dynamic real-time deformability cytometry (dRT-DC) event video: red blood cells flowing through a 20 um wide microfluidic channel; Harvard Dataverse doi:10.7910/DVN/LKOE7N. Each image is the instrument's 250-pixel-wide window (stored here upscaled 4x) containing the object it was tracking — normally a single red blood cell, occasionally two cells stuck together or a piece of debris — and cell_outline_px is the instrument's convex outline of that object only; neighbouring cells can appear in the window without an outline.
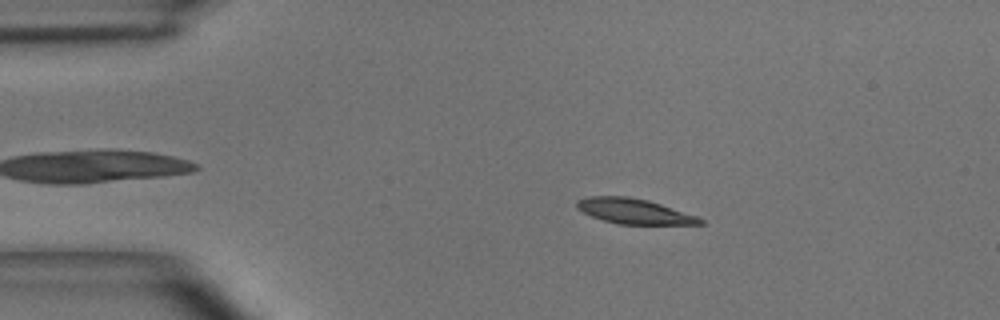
{"species": "common noctule bat (a hibernating species)", "species_latin": "Nyctalus noctula", "temperature_condition": "room temperature", "stored_images_in_passage": 44, "camera_frame_rate_fps": 3000, "um_per_image_px": 0.085, "animal": {"sex": "male", "body_mass_g": 15.6}, "frame": {"image": 1, "passage_image": 4, "time_ms": 1.0, "image_size_px": [1000, 320], "cell_outline_px": [[704, 224], [616, 224], [592, 216], [576, 208], [576, 200], [588, 196], [628, 196], [648, 200], [696, 216], [704, 220]], "centroid_in_image_um": [53.85, 17.95], "position_along_channel_um": 31.1, "area_um2": 17.92}}
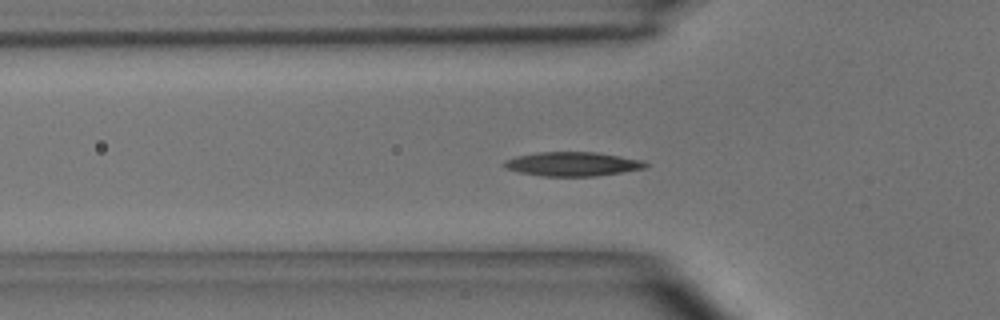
{"frame": {"image": 2, "passage_image": 11, "time_ms": 3.333, "image_size_px": [1000, 320], "cell_outline_px": [[648, 164], [644, 168], [596, 176], [544, 176], [520, 172], [508, 168], [504, 164], [504, 160], [516, 156], [536, 152], [596, 152], [644, 160]], "centroid_in_image_um": [48.68, 13.93], "position_along_channel_um": 77.1, "area_um2": 19.65}}
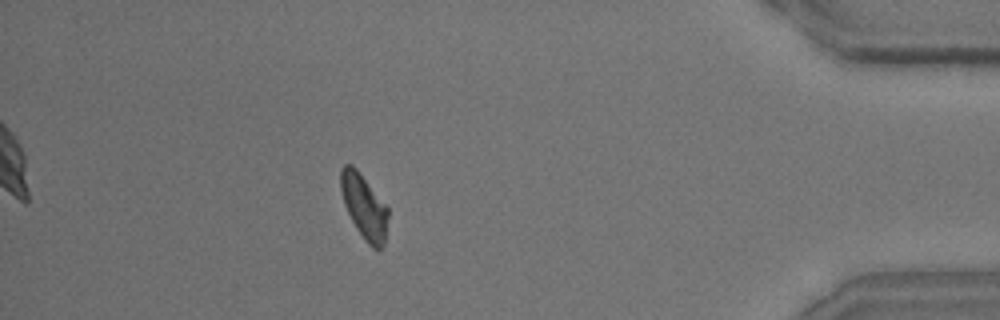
{"frame": {"image": 3, "passage_image": 39, "time_ms": 12.667, "image_size_px": [1000, 320], "cell_outline_px": [[388, 216], [384, 244], [380, 248], [372, 248], [368, 244], [356, 228], [344, 204], [340, 188], [340, 168], [344, 164], [352, 164], [356, 168], [388, 208]], "centroid_in_image_um": [30.93, 17.53], "position_along_channel_um": 404.3, "area_um2": 17.51}, "authors_computed_cell_mechanics": {"area_um2": 18.3226, "velocity_mm_per_s": 3.9925, "shape_relaxation_time_tau1_ms": 4.3839, "shape_relaxation_time_tau2_ms": 8.4543, "deformation_change_tau1": 0.1285, "deformation_change_tau2": 0.1485}}